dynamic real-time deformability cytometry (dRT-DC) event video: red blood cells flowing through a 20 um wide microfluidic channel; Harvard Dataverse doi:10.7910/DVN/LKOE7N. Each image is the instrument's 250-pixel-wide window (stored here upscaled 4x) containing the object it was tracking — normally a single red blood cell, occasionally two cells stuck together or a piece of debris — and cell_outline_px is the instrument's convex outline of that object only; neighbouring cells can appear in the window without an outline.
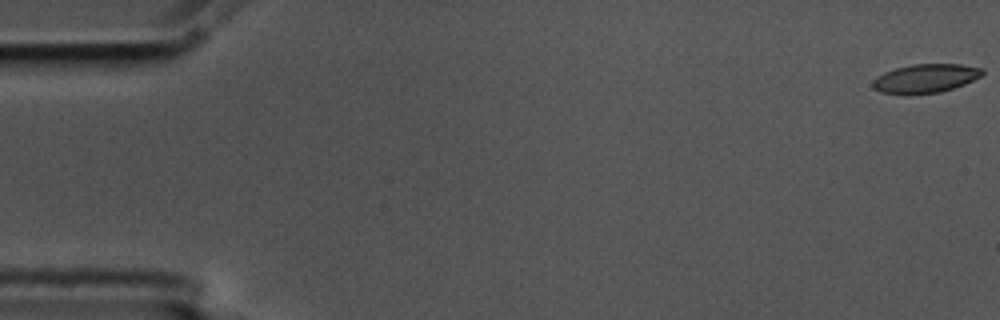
{"species": "common noctule bat (a hibernating species)", "species_latin": "Nyctalus noctula", "temperature_condition": "cold", "stored_images_in_passage": 6, "segment_of_instrument_passage": [1, 2], "camera_frame_rate_fps": 3000, "um_per_image_px": 0.085, "animal": {"sex": "male", "body_mass_g": 17.5, "forearm_length_mm": 52.3}, "frame": {"image": 1, "passage_image": 1, "time_ms": 0.0, "image_size_px": [1000, 320], "cell_outline_px": [[984, 72], [980, 76], [964, 84], [940, 92], [904, 96], [880, 92], [872, 88], [872, 80], [884, 72], [896, 68], [912, 64], [960, 64], [984, 68]], "centroid_in_image_um": [78.61, 6.68], "position_along_channel_um": 6.4, "area_um2": 18.67}}
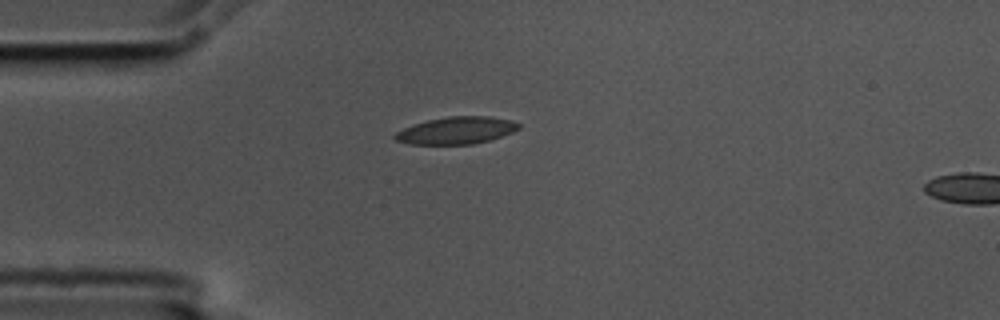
{"frame": {"image": 2, "passage_image": 5, "time_ms": 1.333, "image_size_px": [1000, 320], "cell_outline_px": [[520, 128], [512, 132], [488, 140], [472, 144], [412, 144], [396, 140], [392, 136], [396, 132], [412, 124], [428, 120], [448, 116], [488, 116], [512, 120], [520, 124]], "centroid_in_image_um": [38.78, 11.08], "position_along_channel_um": 46.2, "area_um2": 19.48}}